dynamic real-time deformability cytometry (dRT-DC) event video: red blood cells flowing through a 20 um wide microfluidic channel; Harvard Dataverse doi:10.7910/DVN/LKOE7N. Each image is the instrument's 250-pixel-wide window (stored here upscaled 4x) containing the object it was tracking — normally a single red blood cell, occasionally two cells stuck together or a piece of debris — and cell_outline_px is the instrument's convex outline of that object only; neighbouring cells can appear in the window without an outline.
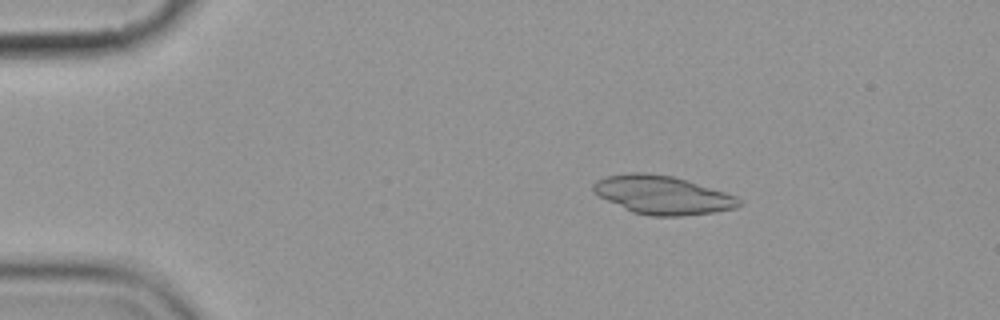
{"species": "common noctule bat (a hibernating species)", "species_latin": "Nyctalus noctula", "temperature_condition": "cold", "stored_images_in_passage": 5, "camera_frame_rate_fps": 3000, "um_per_image_px": 0.085, "animal": {"sex": "female", "body_mass_g": 19.9}, "frame": {"image": 1, "passage_image": 3, "time_ms": 2.333, "image_size_px": [1000, 320], "cell_outline_px": [[740, 204], [736, 208], [712, 212], [684, 216], [652, 216], [632, 212], [592, 192], [592, 184], [596, 180], [604, 176], [628, 172], [648, 172], [672, 176], [724, 192], [736, 196], [740, 200]], "centroid_in_image_um": [56.26, 16.56], "position_along_channel_um": 28.7, "area_um2": 32.48}}